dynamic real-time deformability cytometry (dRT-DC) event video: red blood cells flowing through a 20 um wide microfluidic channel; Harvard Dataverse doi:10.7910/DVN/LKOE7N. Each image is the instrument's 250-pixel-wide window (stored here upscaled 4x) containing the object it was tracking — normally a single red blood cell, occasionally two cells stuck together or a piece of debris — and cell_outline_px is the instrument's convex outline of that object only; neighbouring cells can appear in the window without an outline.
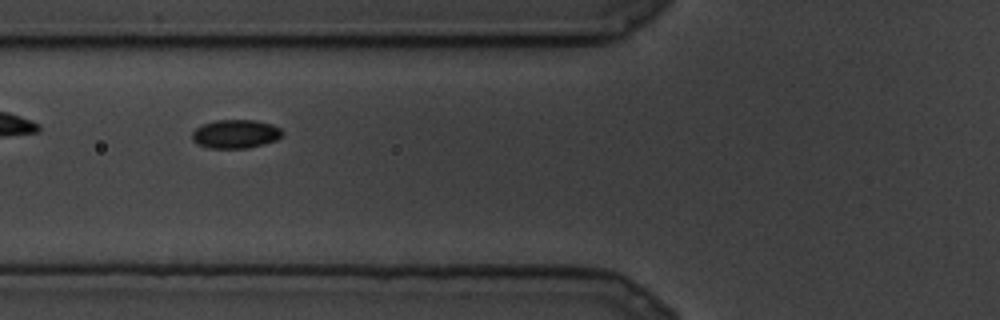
{"species": "common noctule bat (a hibernating species)", "species_latin": "Nyctalus noctula", "temperature_condition": "cold", "stored_images_in_passage": 14, "camera_frame_rate_fps": 3000, "um_per_image_px": 0.085, "animal": {"sex": "male", "body_mass_g": 19.5, "forearm_length_mm": 54.6}, "frame": {"image": 1, "passage_image": 8, "time_ms": 2.333, "image_size_px": [1000, 320], "cell_outline_px": [[284, 132], [276, 140], [248, 148], [208, 148], [196, 144], [192, 140], [192, 132], [196, 128], [204, 124], [216, 120], [256, 120], [272, 124], [280, 128]], "centroid_in_image_um": [20.01, 11.39], "position_along_channel_um": 105.8, "area_um2": 15.09}}
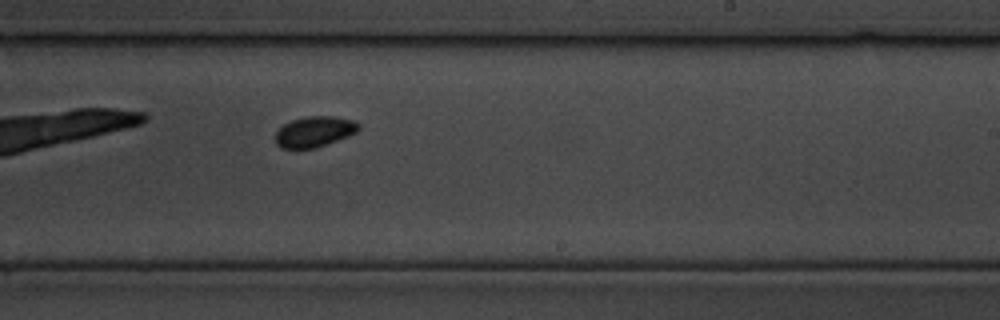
{"frame": {"image": 2, "passage_image": 14, "time_ms": 4.333, "image_size_px": [1000, 320], "cell_outline_px": [[360, 128], [356, 132], [348, 136], [316, 148], [296, 152], [280, 148], [276, 144], [276, 132], [284, 124], [292, 120], [308, 116], [332, 116], [352, 120], [360, 124]], "centroid_in_image_um": [26.68, 11.24], "position_along_channel_um": 262.3, "area_um2": 15.26}}